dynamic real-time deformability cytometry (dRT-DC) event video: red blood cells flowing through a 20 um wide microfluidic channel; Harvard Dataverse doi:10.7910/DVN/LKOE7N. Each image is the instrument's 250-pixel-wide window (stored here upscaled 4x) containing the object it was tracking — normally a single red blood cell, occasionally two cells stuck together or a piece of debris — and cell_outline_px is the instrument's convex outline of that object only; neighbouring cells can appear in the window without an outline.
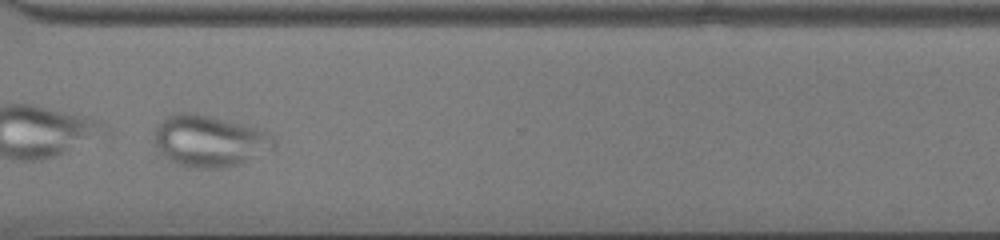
{"species": "common noctule bat (a hibernating species)", "species_latin": "Nyctalus noctula", "temperature_condition": "cold", "stored_images_in_passage": 45, "camera_frame_rate_fps": 3000, "um_per_image_px": 0.085, "animal": {"sex": "male", "body_mass_g": 13.0, "forearm_length_mm": 53.1}, "frame": {"image": 1, "passage_image": 32, "time_ms": 10.333, "image_size_px": [1000, 240], "cell_outline_px": [[276, 144], [272, 148], [240, 164], [224, 168], [200, 168], [180, 164], [168, 160], [156, 148], [152, 132], [156, 124], [168, 116], [176, 112], [188, 112], [208, 116], [272, 132], [276, 140]], "centroid_in_image_um": [17.76, 11.98], "position_along_channel_um": 352.8, "area_um2": 35.89}}